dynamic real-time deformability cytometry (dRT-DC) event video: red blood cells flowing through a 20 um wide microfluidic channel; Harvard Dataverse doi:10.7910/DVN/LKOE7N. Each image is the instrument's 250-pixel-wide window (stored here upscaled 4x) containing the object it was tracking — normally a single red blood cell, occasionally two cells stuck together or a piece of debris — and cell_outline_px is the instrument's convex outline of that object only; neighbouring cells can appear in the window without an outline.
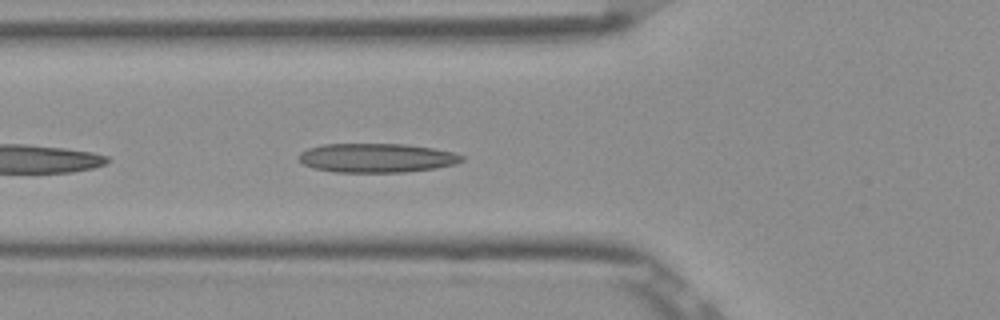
{"species": "Egyptian fruit bat (a non-hibernating species)", "species_latin": "Rousettus aegyptiacus", "temperature_condition": "room temperature", "stored_images_in_passage": 4, "camera_frame_rate_fps": 3000, "um_per_image_px": 0.085, "frame": {"image": 1, "passage_image": 4, "time_ms": 1.0, "image_size_px": [1000, 320], "cell_outline_px": [[464, 160], [456, 164], [432, 168], [404, 172], [336, 172], [312, 168], [304, 164], [300, 160], [300, 152], [308, 148], [324, 144], [404, 144], [432, 148], [452, 152], [464, 156]], "centroid_in_image_um": [32.01, 13.42], "position_along_channel_um": 93.8, "area_um2": 27.46}}